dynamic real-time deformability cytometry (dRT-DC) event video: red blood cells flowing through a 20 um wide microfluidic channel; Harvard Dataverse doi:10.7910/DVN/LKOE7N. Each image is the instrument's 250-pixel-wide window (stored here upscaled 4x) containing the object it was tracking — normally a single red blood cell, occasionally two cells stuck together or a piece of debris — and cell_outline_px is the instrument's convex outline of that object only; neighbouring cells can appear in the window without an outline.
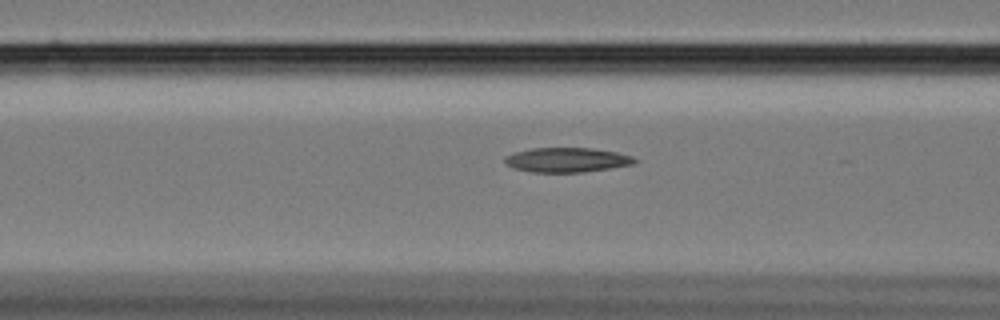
{"species": "Egyptian fruit bat (a non-hibernating species)", "species_latin": "Rousettus aegyptiacus", "temperature_condition": "cold", "stored_images_in_passage": 35, "camera_frame_rate_fps": 3000, "um_per_image_px": 0.085, "animal": {"sex": "female"}, "frame": {"image": 1, "passage_image": 10, "time_ms": 3.0, "image_size_px": [1000, 320], "cell_outline_px": [[640, 160], [632, 164], [584, 172], [532, 172], [516, 168], [504, 164], [504, 156], [516, 152], [532, 148], [592, 148], [616, 152], [632, 156]], "centroid_in_image_um": [48.18, 13.59], "position_along_channel_um": 118.4, "area_um2": 18.5}}
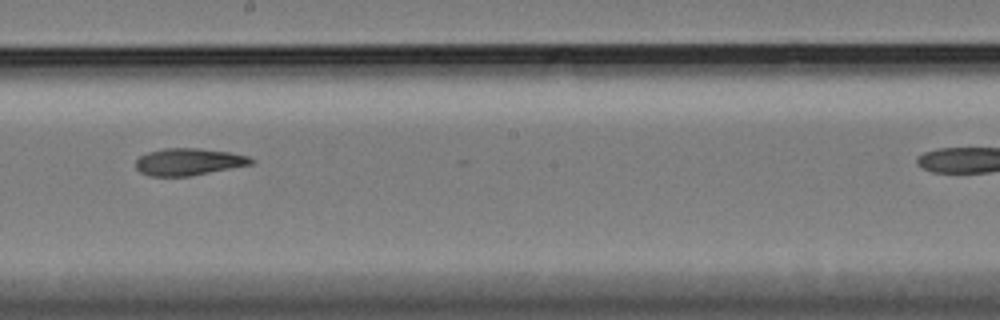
{"frame": {"image": 2, "passage_image": 20, "time_ms": 6.333, "image_size_px": [1000, 320], "cell_outline_px": [[256, 160], [252, 164], [188, 176], [152, 176], [140, 172], [136, 168], [136, 160], [140, 156], [148, 152], [164, 148], [200, 148], [228, 152], [248, 156]], "centroid_in_image_um": [16.02, 13.74], "position_along_channel_um": 232.2, "area_um2": 18.03}}
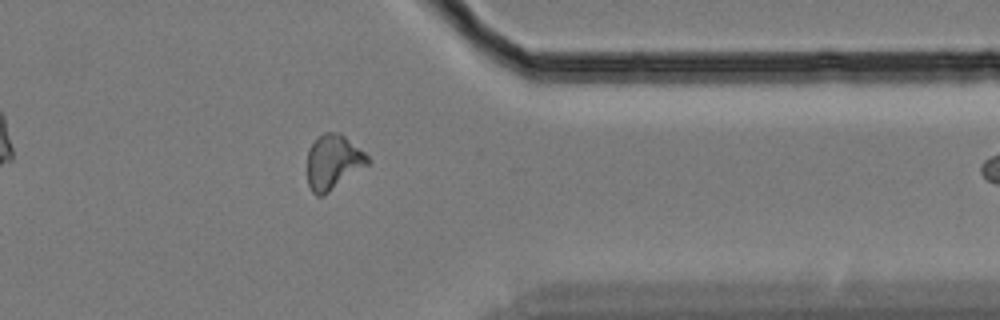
{"frame": {"image": 3, "passage_image": 34, "time_ms": 11.0, "image_size_px": [1000, 320], "cell_outline_px": [[372, 160], [368, 164], [324, 196], [316, 196], [312, 192], [308, 184], [308, 148], [324, 132], [340, 132], [364, 152]], "centroid_in_image_um": [28.32, 13.78], "position_along_channel_um": 383.1, "area_um2": 19.19}}